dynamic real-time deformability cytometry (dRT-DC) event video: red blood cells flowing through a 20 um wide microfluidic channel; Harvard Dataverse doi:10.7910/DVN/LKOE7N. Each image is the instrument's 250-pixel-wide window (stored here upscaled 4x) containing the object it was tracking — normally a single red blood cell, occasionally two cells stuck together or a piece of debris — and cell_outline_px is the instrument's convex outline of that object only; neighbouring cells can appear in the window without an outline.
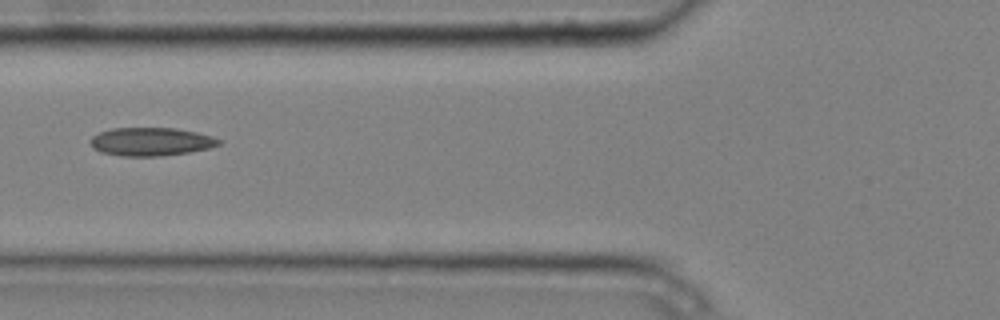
{"species": "common noctule bat (a hibernating species)", "species_latin": "Nyctalus noctula", "temperature_condition": "cold", "stored_images_in_passage": 7, "camera_frame_rate_fps": 3000, "um_per_image_px": 0.085, "animal": {"sex": "male", "body_mass_g": 20.4}, "frame": {"image": 1, "passage_image": 6, "time_ms": 1.667, "image_size_px": [1000, 320], "cell_outline_px": [[224, 140], [220, 144], [208, 148], [188, 152], [160, 156], [120, 156], [100, 152], [92, 148], [88, 140], [92, 136], [100, 132], [112, 128], [176, 128], [196, 132], [212, 136]], "centroid_in_image_um": [12.8, 12.04], "position_along_channel_um": 113.0, "area_um2": 21.33}}
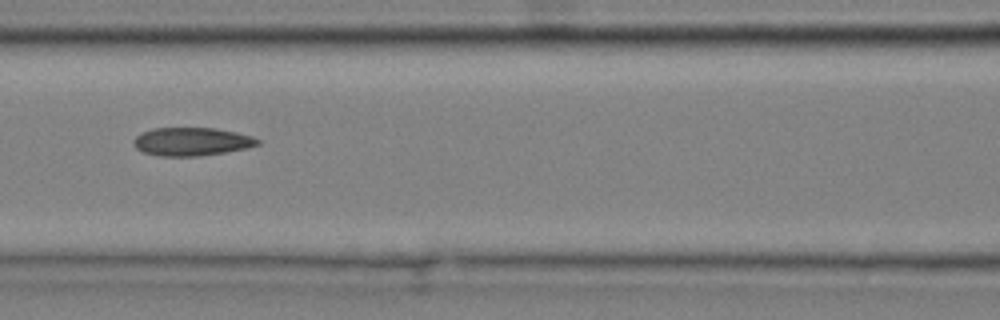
{"frame": {"image": 2, "passage_image": 7, "time_ms": 2.0, "image_size_px": [1000, 320], "cell_outline_px": [[260, 144], [248, 148], [200, 156], [160, 156], [144, 152], [136, 148], [132, 140], [136, 136], [152, 128], [216, 128], [236, 132], [252, 136], [260, 140]], "centroid_in_image_um": [16.31, 12.03], "position_along_channel_um": 150.3, "area_um2": 20.4}}